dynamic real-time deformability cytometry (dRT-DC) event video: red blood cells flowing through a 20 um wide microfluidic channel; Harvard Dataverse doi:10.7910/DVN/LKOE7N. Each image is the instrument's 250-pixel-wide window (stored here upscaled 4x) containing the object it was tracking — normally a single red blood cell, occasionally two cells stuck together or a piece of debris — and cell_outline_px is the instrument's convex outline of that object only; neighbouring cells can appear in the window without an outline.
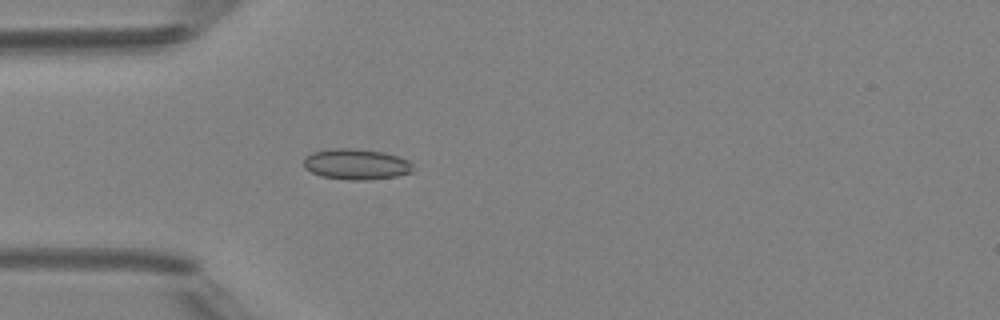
{"species": "Egyptian fruit bat (a non-hibernating species)", "species_latin": "Rousettus aegyptiacus", "temperature_condition": "room temperature", "stored_images_in_passage": 35, "camera_frame_rate_fps": 3000, "um_per_image_px": 0.085, "animal": {"sex": "female"}, "frame": {"image": 1, "passage_image": 1, "time_ms": 0.0, "image_size_px": [1000, 320], "cell_outline_px": [[412, 172], [396, 176], [364, 180], [348, 180], [320, 176], [304, 168], [304, 156], [312, 152], [332, 148], [348, 148], [384, 152], [408, 160], [412, 164]], "centroid_in_image_um": [30.24, 13.96], "position_along_channel_um": 54.8, "area_um2": 19.54}}
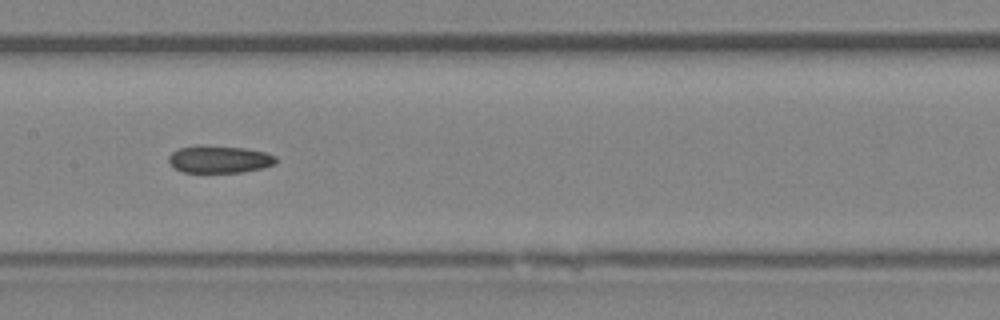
{"frame": {"image": 2, "passage_image": 11, "time_ms": 3.333, "image_size_px": [1000, 320], "cell_outline_px": [[276, 164], [260, 168], [240, 172], [184, 172], [176, 168], [168, 160], [168, 156], [172, 152], [180, 148], [200, 144], [244, 148], [264, 152], [276, 156]], "centroid_in_image_um": [18.63, 13.52], "position_along_channel_um": 188.8, "area_um2": 16.99}}
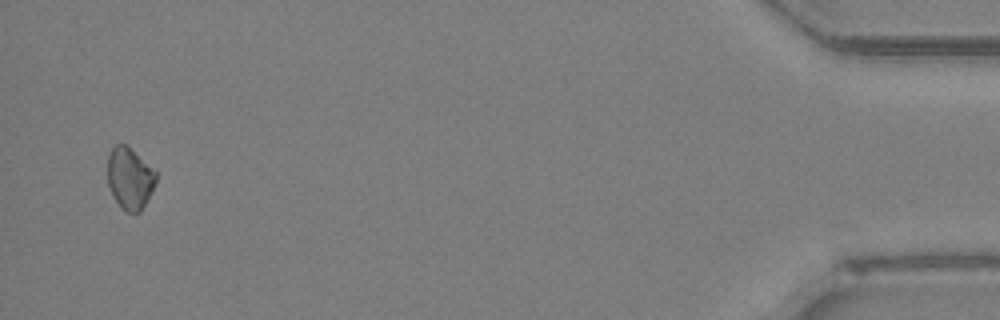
{"frame": {"image": 3, "passage_image": 34, "time_ms": 11.0, "image_size_px": [1000, 320], "cell_outline_px": [[156, 184], [140, 212], [124, 212], [120, 208], [108, 184], [108, 156], [112, 148], [116, 144], [124, 144], [156, 172]], "centroid_in_image_um": [11.02, 15.19], "position_along_channel_um": 424.2, "area_um2": 16.99}}